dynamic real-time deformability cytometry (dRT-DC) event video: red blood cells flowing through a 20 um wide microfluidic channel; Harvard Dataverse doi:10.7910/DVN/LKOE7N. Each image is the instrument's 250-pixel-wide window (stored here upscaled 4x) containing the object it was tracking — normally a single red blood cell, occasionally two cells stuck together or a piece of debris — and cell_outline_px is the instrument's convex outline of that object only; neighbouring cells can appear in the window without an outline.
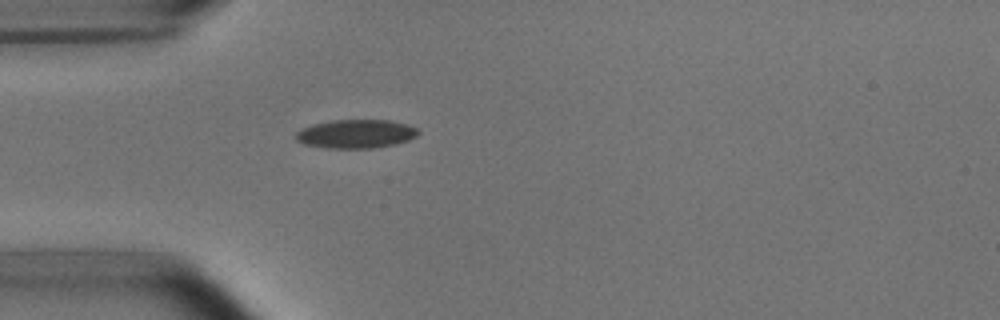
{"species": "common noctule bat (a hibernating species)", "species_latin": "Nyctalus noctula", "temperature_condition": "room temperature", "stored_images_in_passage": 21, "camera_frame_rate_fps": 3000, "um_per_image_px": 0.085, "animal": {"sex": "male", "body_mass_g": 15.6}, "frame": {"image": 1, "passage_image": 1, "time_ms": 0.0, "image_size_px": [1000, 320], "cell_outline_px": [[420, 132], [416, 136], [408, 140], [396, 144], [376, 148], [324, 148], [304, 144], [296, 140], [296, 132], [312, 124], [336, 120], [388, 120], [408, 124], [416, 128]], "centroid_in_image_um": [30.27, 11.38], "position_along_channel_um": 54.7, "area_um2": 20.46}}
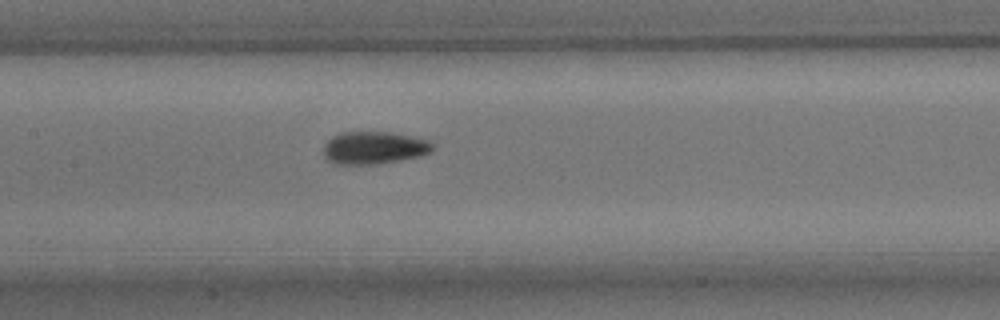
{"frame": {"image": 2, "passage_image": 11, "time_ms": 3.333, "image_size_px": [1000, 320], "cell_outline_px": [[436, 148], [432, 152], [420, 156], [400, 160], [376, 164], [332, 164], [324, 156], [324, 144], [332, 136], [340, 132], [392, 132], [424, 140], [432, 144]], "centroid_in_image_um": [31.76, 12.57], "position_along_channel_um": 175.6, "area_um2": 20.69}}
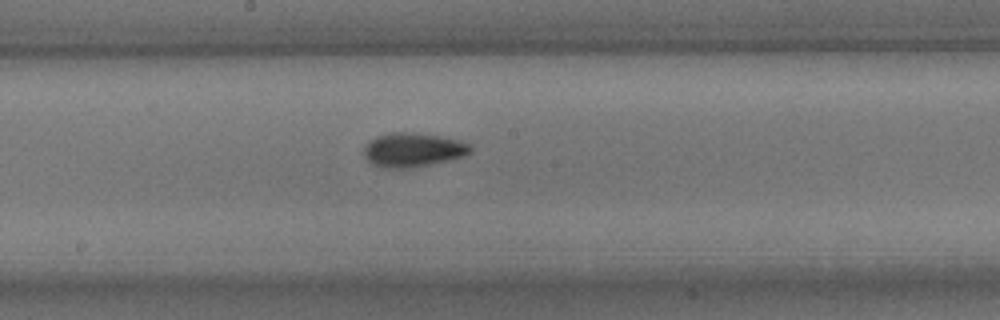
{"frame": {"image": 3, "passage_image": 14, "time_ms": 4.333, "image_size_px": [1000, 320], "cell_outline_px": [[472, 152], [464, 156], [448, 160], [428, 164], [404, 168], [384, 168], [372, 164], [364, 156], [364, 144], [376, 136], [392, 132], [416, 132], [440, 136], [460, 140], [468, 144], [472, 148]], "centroid_in_image_um": [35.08, 12.72], "position_along_channel_um": 213.1, "area_um2": 21.15}}